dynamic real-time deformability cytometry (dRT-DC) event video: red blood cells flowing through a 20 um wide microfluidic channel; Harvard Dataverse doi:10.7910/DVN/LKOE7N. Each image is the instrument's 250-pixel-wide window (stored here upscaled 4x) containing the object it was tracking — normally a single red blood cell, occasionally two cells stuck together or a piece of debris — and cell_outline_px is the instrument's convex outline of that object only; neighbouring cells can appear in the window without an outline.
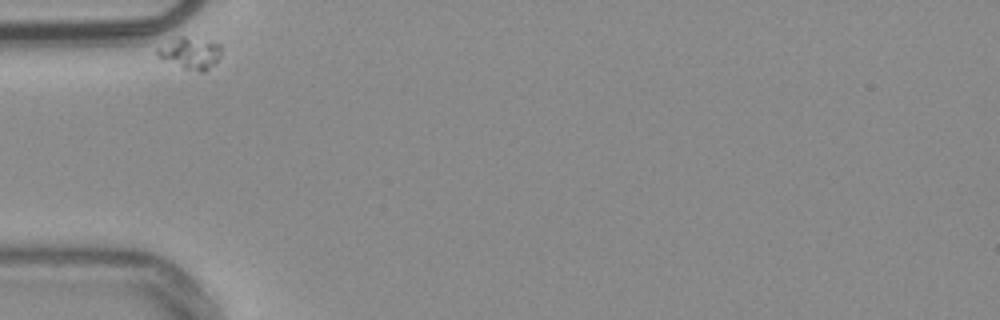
{"species": "common noctule bat (a hibernating species)", "species_latin": "Nyctalus noctula", "temperature_condition": "warm", "stored_images_in_passage": 35, "camera_frame_rate_fps": 3000, "um_per_image_px": 0.085, "animal": {"sex": "male", "body_mass_g": 20.4}, "frame": {"image": 1, "passage_image": 1, "time_ms": 0.0, "image_size_px": [1000, 320], "cell_outline_px": [[220, 56], [204, 72], [200, 72], [184, 68], [156, 56], [156, 48], [180, 36], [184, 36], [220, 44]], "centroid_in_image_um": [16.14, 4.51], "position_along_channel_um": 68.9, "area_um2": 11.39}}
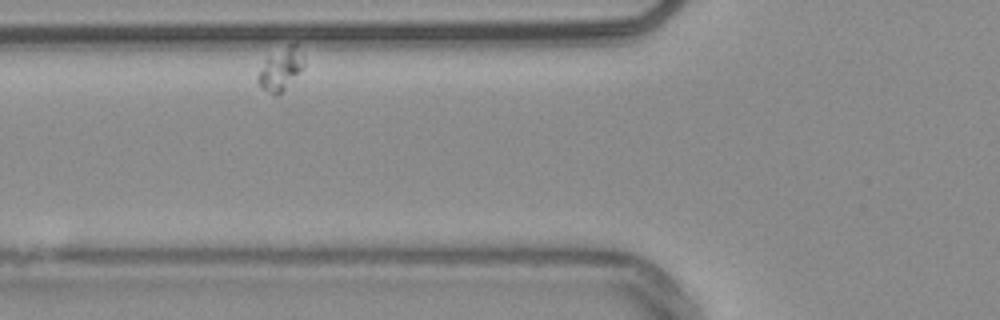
{"frame": {"image": 2, "passage_image": 5, "time_ms": 1.333, "image_size_px": [1000, 320], "cell_outline_px": [[304, 64], [284, 88], [276, 96], [272, 96], [260, 84], [260, 72], [268, 60], [288, 44], [296, 44], [304, 56]], "centroid_in_image_um": [23.92, 5.87], "position_along_channel_um": 101.9, "area_um2": 10.12}}
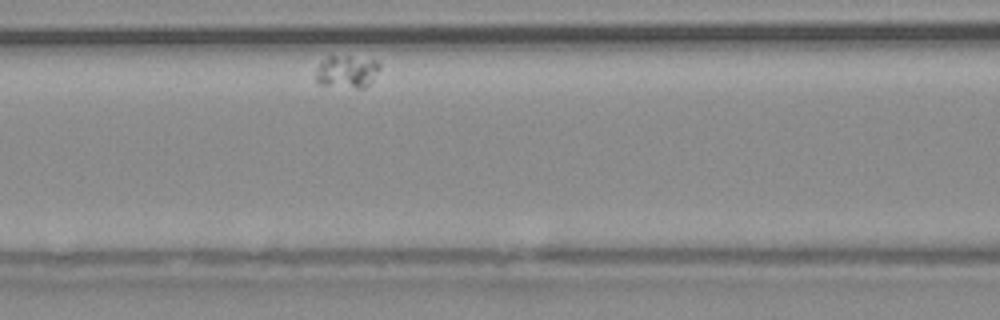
{"frame": {"image": 3, "passage_image": 9, "time_ms": 2.667, "image_size_px": [1000, 320], "cell_outline_px": [[380, 68], [372, 80], [364, 88], [356, 88], [320, 84], [316, 80], [316, 72], [320, 64], [328, 56], [348, 56], [376, 60], [380, 64]], "centroid_in_image_um": [29.5, 6.08], "position_along_channel_um": 137.1, "area_um2": 11.91}}